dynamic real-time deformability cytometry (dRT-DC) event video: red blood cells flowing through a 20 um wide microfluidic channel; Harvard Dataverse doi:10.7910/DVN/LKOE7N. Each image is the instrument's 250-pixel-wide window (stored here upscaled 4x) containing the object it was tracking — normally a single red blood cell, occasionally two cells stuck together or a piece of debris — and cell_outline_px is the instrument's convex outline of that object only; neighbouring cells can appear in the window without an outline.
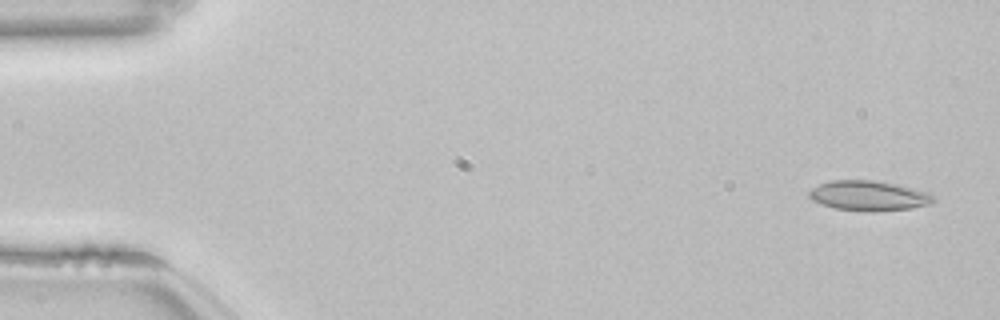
{"species": "common noctule bat (a hibernating species)", "species_latin": "Nyctalus noctula", "temperature_condition": "room temperature", "stored_images_in_passage": 12, "camera_frame_rate_fps": 3000, "um_per_image_px": 0.085, "animal": {"sex": "female", "body_mass_g": 22.7, "forearm_length_mm": 54.2}, "frame": {"image": 1, "passage_image": 3, "time_ms": 0.667, "image_size_px": [1000, 320], "cell_outline_px": [[936, 200], [932, 204], [908, 208], [876, 212], [868, 212], [836, 208], [812, 200], [808, 196], [808, 192], [812, 188], [820, 184], [832, 180], [872, 180], [896, 184], [928, 192], [936, 196]], "centroid_in_image_um": [73.88, 16.64], "position_along_channel_um": 11.1, "area_um2": 21.73}}